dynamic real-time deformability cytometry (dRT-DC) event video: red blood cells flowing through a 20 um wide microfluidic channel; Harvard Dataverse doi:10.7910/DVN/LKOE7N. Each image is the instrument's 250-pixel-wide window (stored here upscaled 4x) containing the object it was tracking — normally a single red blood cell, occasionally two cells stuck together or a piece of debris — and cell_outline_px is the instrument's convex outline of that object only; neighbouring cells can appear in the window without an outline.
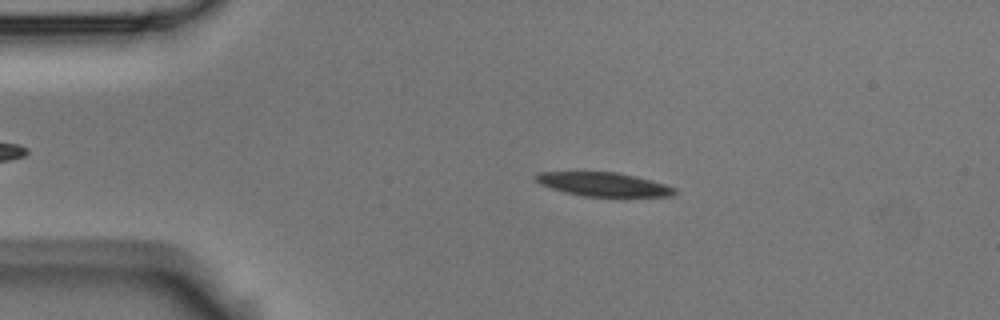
{"species": "Egyptian fruit bat (a non-hibernating species)", "species_latin": "Rousettus aegyptiacus", "temperature_condition": "room temperature", "stored_images_in_passage": 6, "segment_of_instrument_passage": [1, 2], "camera_frame_rate_fps": 3000, "um_per_image_px": 0.085, "animal": {"sex": "male"}, "frame": {"image": 1, "passage_image": 4, "time_ms": 1.0, "image_size_px": [1000, 320], "cell_outline_px": [[676, 192], [672, 196], [584, 196], [564, 192], [540, 184], [532, 176], [536, 172], [616, 172], [636, 176], [652, 180], [676, 188]], "centroid_in_image_um": [51.27, 15.66], "position_along_channel_um": 33.7, "area_um2": 19.19}}